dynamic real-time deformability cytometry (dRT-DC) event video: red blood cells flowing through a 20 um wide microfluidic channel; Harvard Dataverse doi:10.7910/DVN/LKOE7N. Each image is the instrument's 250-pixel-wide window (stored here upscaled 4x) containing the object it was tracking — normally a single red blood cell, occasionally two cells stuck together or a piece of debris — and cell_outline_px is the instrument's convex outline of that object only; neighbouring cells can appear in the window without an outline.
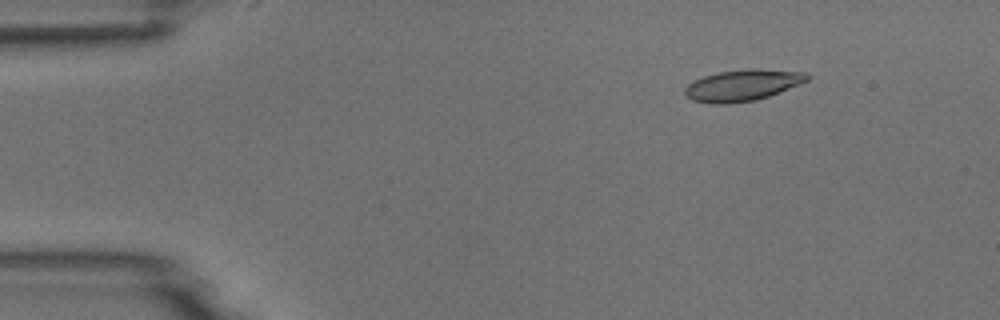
{"species": "common noctule bat (a hibernating species)", "species_latin": "Nyctalus noctula", "temperature_condition": "room temperature", "stored_images_in_passage": 4, "camera_frame_rate_fps": 3000, "um_per_image_px": 0.085, "animal": {"sex": "male", "body_mass_g": 18.8}, "frame": {"image": 1, "passage_image": 2, "time_ms": 1.0, "image_size_px": [1000, 320], "cell_outline_px": [[808, 80], [800, 84], [768, 96], [756, 100], [728, 104], [712, 104], [692, 100], [684, 92], [684, 88], [692, 80], [704, 76], [720, 72], [748, 68], [760, 68], [808, 72]], "centroid_in_image_um": [63.12, 7.24], "position_along_channel_um": 21.9, "area_um2": 22.48}}